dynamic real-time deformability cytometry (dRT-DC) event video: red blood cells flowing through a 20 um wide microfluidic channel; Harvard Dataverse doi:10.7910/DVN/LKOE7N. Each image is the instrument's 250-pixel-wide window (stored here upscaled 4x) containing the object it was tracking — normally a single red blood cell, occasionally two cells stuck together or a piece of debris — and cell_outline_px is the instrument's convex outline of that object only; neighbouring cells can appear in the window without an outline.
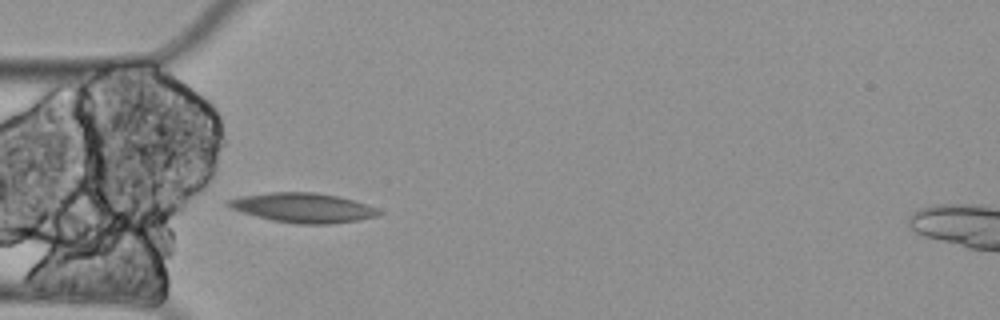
{"species": "Egyptian fruit bat (a non-hibernating species)", "species_latin": "Rousettus aegyptiacus", "temperature_condition": "cold", "stored_images_in_passage": 5, "camera_frame_rate_fps": 3000, "um_per_image_px": 0.085, "animal": {"sex": "female"}, "frame": {"image": 1, "passage_image": 5, "time_ms": 1.333, "image_size_px": [1000, 320], "cell_outline_px": [[384, 212], [376, 216], [360, 220], [328, 224], [296, 224], [272, 220], [240, 212], [228, 208], [224, 204], [224, 200], [240, 196], [272, 192], [316, 192], [336, 196], [352, 200], [376, 208]], "centroid_in_image_um": [25.68, 17.66], "position_along_channel_um": 59.3, "area_um2": 26.07}}